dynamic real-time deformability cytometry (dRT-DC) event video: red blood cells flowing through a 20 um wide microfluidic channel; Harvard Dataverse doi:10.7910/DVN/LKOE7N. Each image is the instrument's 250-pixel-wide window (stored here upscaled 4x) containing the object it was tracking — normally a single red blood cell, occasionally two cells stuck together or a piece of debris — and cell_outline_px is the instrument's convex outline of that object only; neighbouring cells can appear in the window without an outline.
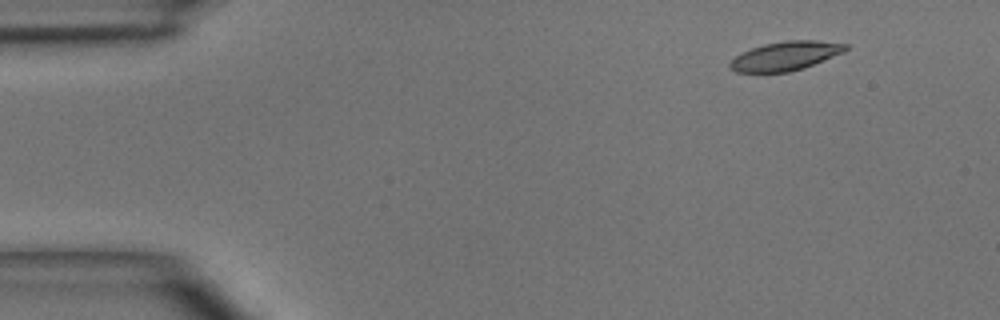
{"species": "common noctule bat (a hibernating species)", "species_latin": "Nyctalus noctula", "temperature_condition": "room temperature", "stored_images_in_passage": 4, "camera_frame_rate_fps": 3000, "um_per_image_px": 0.085, "animal": {"sex": "male", "body_mass_g": 15.6}, "frame": {"image": 1, "passage_image": 2, "time_ms": 1.333, "image_size_px": [1000, 320], "cell_outline_px": [[848, 48], [844, 52], [804, 68], [788, 72], [736, 72], [728, 68], [728, 64], [736, 56], [752, 48], [764, 44], [788, 40], [816, 40], [848, 44]], "centroid_in_image_um": [66.77, 4.76], "position_along_channel_um": 18.2, "area_um2": 19.42}}